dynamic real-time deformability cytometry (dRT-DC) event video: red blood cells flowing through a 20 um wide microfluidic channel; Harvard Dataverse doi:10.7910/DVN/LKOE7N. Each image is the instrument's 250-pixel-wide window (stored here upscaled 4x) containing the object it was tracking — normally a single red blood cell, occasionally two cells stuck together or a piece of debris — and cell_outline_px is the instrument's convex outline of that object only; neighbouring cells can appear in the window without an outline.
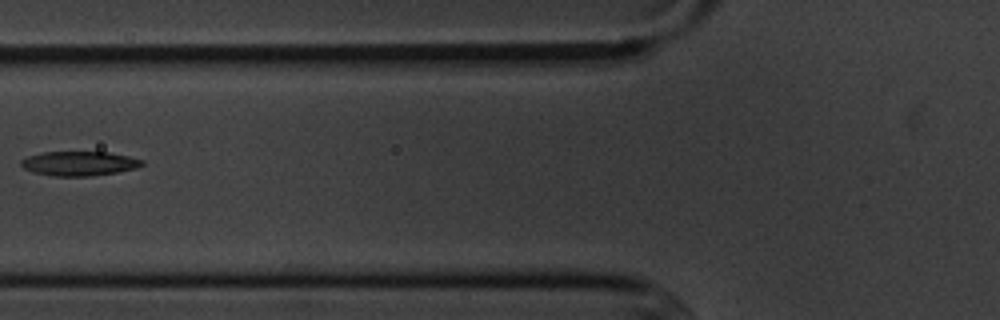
{"species": "common noctule bat (a hibernating species)", "species_latin": "Nyctalus noctula", "temperature_condition": "cold", "stored_images_in_passage": 5, "camera_frame_rate_fps": 3000, "um_per_image_px": 0.085, "animal": {"sex": "male", "body_mass_g": 20.1, "forearm_length_mm": 53.5}, "frame": {"image": 1, "passage_image": 5, "time_ms": 5.667, "image_size_px": [1000, 320], "cell_outline_px": [[144, 164], [136, 168], [116, 172], [92, 176], [52, 176], [32, 172], [24, 168], [20, 164], [20, 160], [28, 156], [44, 152], [108, 152], [128, 156], [144, 160]], "centroid_in_image_um": [6.72, 13.9], "position_along_channel_um": 119.1, "area_um2": 17.22}}